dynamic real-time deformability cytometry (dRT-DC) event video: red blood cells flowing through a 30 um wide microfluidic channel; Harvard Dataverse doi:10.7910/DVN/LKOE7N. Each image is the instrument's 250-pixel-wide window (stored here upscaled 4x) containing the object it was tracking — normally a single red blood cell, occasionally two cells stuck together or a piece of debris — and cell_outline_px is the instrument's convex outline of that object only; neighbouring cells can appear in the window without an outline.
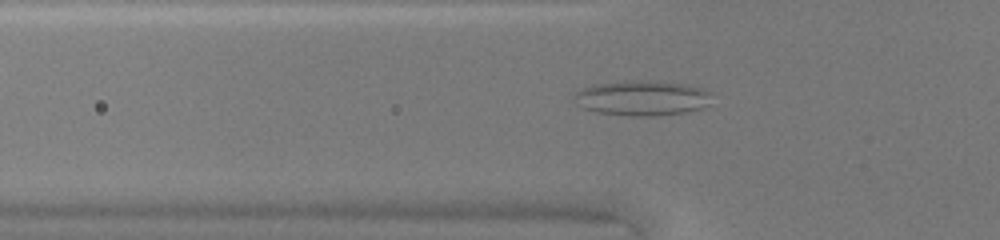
{"species": "common noctule bat (a hibernating species)", "species_latin": "Nyctalus noctula", "temperature_condition": "warm", "stored_images_in_passage": 48, "camera_frame_rate_fps": 3000, "um_per_image_px": 0.085, "animal": {"sex": "female", "body_mass_g": 20.0, "forearm_length_mm": 54.0}, "frame": {"image": 1, "passage_image": 17, "time_ms": 5.333, "image_size_px": [1000, 240], "cell_outline_px": [[708, 104], [704, 108], [684, 112], [656, 116], [628, 116], [596, 112], [584, 108], [576, 104], [572, 96], [576, 92], [592, 84], [628, 80], [660, 80], [688, 84], [700, 88], [708, 92]], "centroid_in_image_um": [54.53, 8.32], "position_along_channel_um": 71.3, "area_um2": 28.44}}
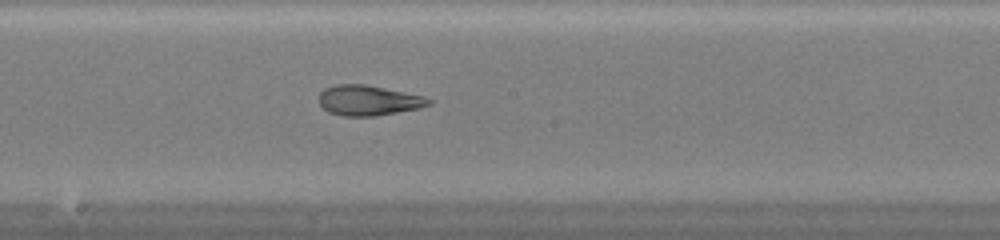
{"frame": {"image": 2, "passage_image": 27, "time_ms": 8.667, "image_size_px": [1000, 240], "cell_outline_px": [[432, 104], [420, 108], [376, 116], [344, 116], [328, 112], [320, 104], [320, 92], [324, 88], [336, 84], [364, 84], [424, 96], [432, 100]], "centroid_in_image_um": [31.33, 8.54], "position_along_channel_um": 216.9, "area_um2": 19.31}}
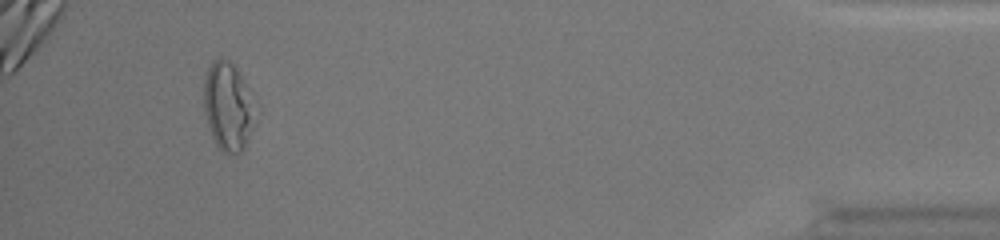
{"frame": {"image": 3, "passage_image": 45, "time_ms": 14.667, "image_size_px": [1000, 240], "cell_outline_px": [[252, 116], [248, 136], [244, 148], [240, 152], [224, 152], [216, 144], [212, 136], [208, 124], [204, 108], [204, 80], [208, 68], [212, 60], [216, 56], [220, 56], [232, 60], [244, 84], [252, 112]], "centroid_in_image_um": [19.28, 8.97], "position_along_channel_um": 415.9, "area_um2": 25.14}, "authors_computed_cell_mechanics": {"area_um2": 25.143, "velocity_mm_per_s": 4.3735, "shape_relaxation_time_tau1_ms": null, "shape_relaxation_time_tau2_ms": 1.6412, "deformation_change_tau1": null, "deformation_change_tau2": 0.107}}